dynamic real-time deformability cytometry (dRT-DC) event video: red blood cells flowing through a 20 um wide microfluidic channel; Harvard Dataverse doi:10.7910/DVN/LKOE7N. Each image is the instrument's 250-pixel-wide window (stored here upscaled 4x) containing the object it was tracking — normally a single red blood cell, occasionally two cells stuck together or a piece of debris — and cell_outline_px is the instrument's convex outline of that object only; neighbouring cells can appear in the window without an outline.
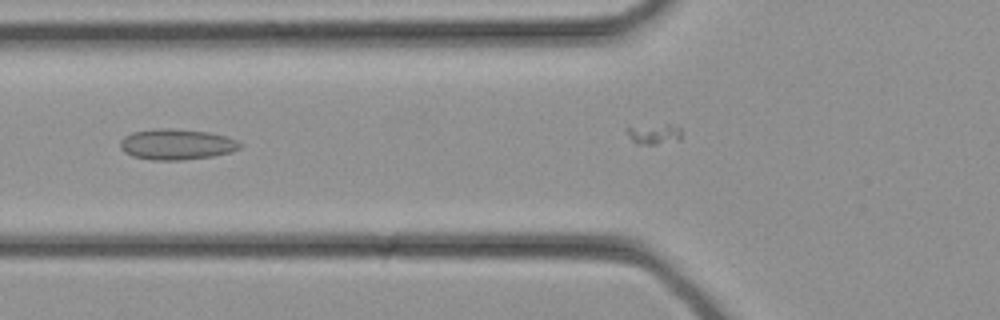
{"species": "common noctule bat (a hibernating species)", "species_latin": "Nyctalus noctula", "temperature_condition": "cold", "stored_images_in_passage": 22, "camera_frame_rate_fps": 3000, "um_per_image_px": 0.085, "animal": {"sex": "female", "body_mass_g": 21.9}, "frame": {"image": 1, "passage_image": 11, "time_ms": 3.333, "image_size_px": [1000, 320], "cell_outline_px": [[244, 144], [240, 148], [232, 152], [212, 156], [180, 160], [152, 160], [132, 156], [124, 152], [120, 148], [120, 140], [124, 136], [132, 132], [156, 128], [172, 128], [208, 132], [228, 136]], "centroid_in_image_um": [15.01, 12.26], "position_along_channel_um": 110.8, "area_um2": 21.68}}
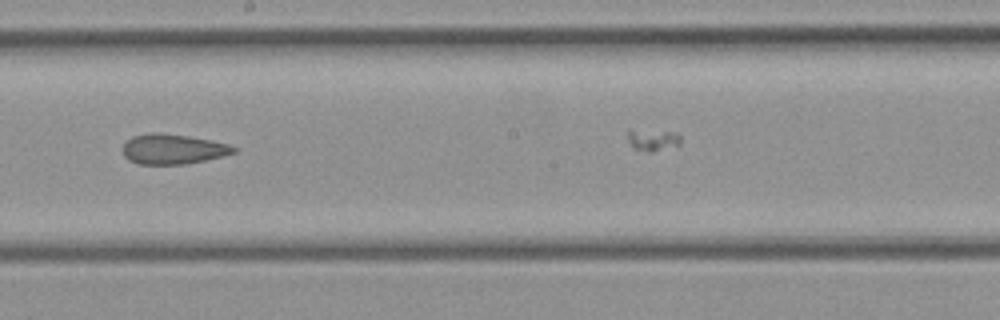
{"frame": {"image": 2, "passage_image": 17, "time_ms": 5.333, "image_size_px": [1000, 320], "cell_outline_px": [[236, 152], [204, 160], [184, 164], [140, 164], [128, 160], [124, 156], [120, 148], [132, 136], [152, 132], [188, 136], [212, 140], [228, 144], [236, 148]], "centroid_in_image_um": [14.64, 12.67], "position_along_channel_um": 233.6, "area_um2": 19.31}}
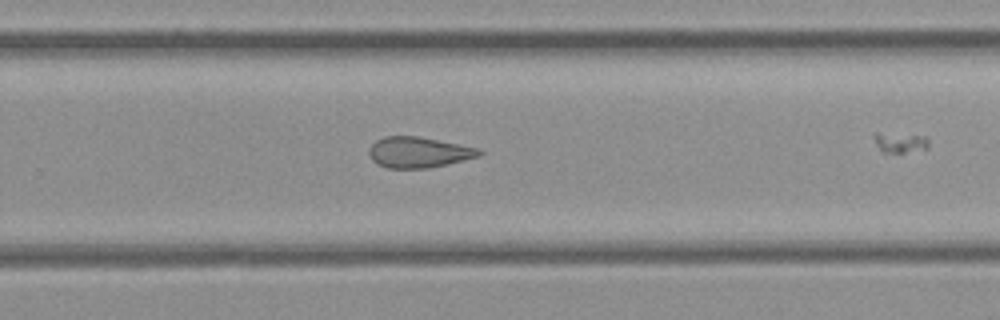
{"frame": {"image": 3, "passage_image": 20, "time_ms": 6.333, "image_size_px": [1000, 320], "cell_outline_px": [[484, 152], [480, 156], [448, 164], [428, 168], [388, 168], [376, 164], [372, 160], [368, 152], [372, 144], [376, 140], [384, 136], [420, 136], [480, 148]], "centroid_in_image_um": [35.6, 12.94], "position_along_channel_um": 294.2, "area_um2": 19.94}}